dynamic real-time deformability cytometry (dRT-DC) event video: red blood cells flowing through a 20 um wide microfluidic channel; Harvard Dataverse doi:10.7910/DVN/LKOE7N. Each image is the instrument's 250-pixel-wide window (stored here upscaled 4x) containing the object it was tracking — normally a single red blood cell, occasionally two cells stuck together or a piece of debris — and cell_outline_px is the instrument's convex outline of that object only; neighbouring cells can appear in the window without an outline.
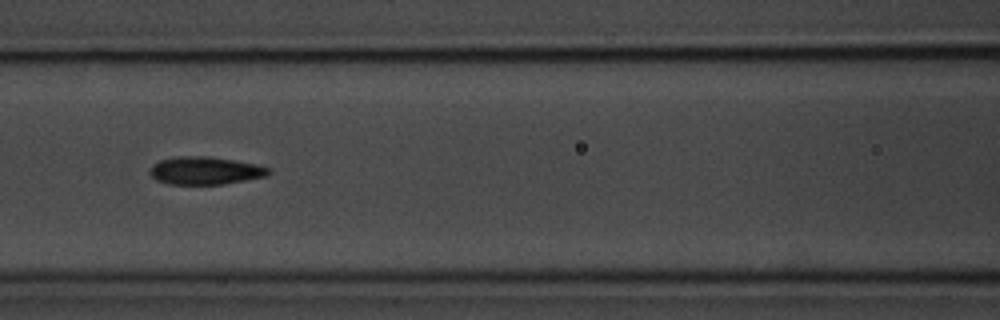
{"species": "common noctule bat (a hibernating species)", "species_latin": "Nyctalus noctula", "temperature_condition": "room temperature", "stored_images_in_passage": 41, "camera_frame_rate_fps": 3000, "um_per_image_px": 0.085, "animal": {"sex": "male", "body_mass_g": 20.1, "forearm_length_mm": 53.5}, "frame": {"image": 1, "passage_image": 12, "time_ms": 3.667, "image_size_px": [1000, 320], "cell_outline_px": [[272, 172], [268, 176], [224, 184], [168, 184], [156, 180], [148, 172], [148, 168], [152, 164], [160, 160], [180, 156], [208, 156], [256, 164], [272, 168]], "centroid_in_image_um": [17.44, 14.5], "position_along_channel_um": 149.2, "area_um2": 19.42}}
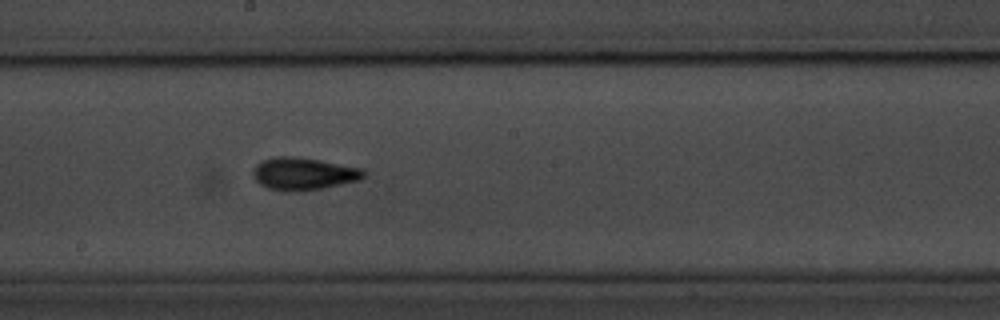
{"frame": {"image": 2, "passage_image": 18, "time_ms": 5.667, "image_size_px": [1000, 320], "cell_outline_px": [[364, 176], [360, 180], [324, 188], [296, 192], [280, 192], [268, 188], [260, 184], [252, 176], [252, 172], [256, 164], [264, 160], [276, 156], [288, 156], [316, 160], [364, 168]], "centroid_in_image_um": [25.77, 14.79], "position_along_channel_um": 222.4, "area_um2": 20.98}, "authors_computed_cell_mechanics": {"area_um2": 19.1318, "velocity_mm_per_s": 3.6708, "shape_relaxation_time_tau1_ms": 2.9999, "shape_relaxation_time_tau2_ms": 3.2535, "deformation_change_tau1": 0.1494, "deformation_change_tau2": 0.0968}}